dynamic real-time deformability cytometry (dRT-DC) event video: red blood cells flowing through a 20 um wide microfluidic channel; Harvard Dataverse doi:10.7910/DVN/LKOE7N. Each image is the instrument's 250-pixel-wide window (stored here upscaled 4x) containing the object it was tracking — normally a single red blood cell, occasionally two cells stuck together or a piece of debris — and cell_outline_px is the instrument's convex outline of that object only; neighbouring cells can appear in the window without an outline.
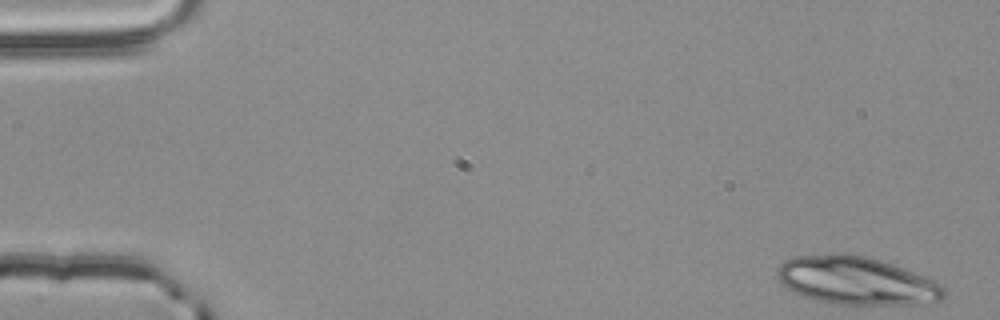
{"species": "common noctule bat (a hibernating species)", "species_latin": "Nyctalus noctula", "temperature_condition": "room temperature", "stored_images_in_passage": 20, "camera_frame_rate_fps": 3000, "um_per_image_px": 0.085, "animal": {"sex": "male", "body_mass_g": 20.4}, "frame": {"image": 1, "passage_image": 1, "time_ms": 0.0, "image_size_px": [1000, 320], "cell_outline_px": [[944, 296], [940, 300], [920, 304], [832, 304], [816, 300], [804, 296], [788, 288], [776, 276], [776, 268], [784, 260], [792, 256], [836, 252], [844, 252], [864, 256], [880, 260], [892, 264], [936, 280], [944, 288]], "centroid_in_image_um": [72.76, 23.83], "position_along_channel_um": 12.2, "area_um2": 46.88}}